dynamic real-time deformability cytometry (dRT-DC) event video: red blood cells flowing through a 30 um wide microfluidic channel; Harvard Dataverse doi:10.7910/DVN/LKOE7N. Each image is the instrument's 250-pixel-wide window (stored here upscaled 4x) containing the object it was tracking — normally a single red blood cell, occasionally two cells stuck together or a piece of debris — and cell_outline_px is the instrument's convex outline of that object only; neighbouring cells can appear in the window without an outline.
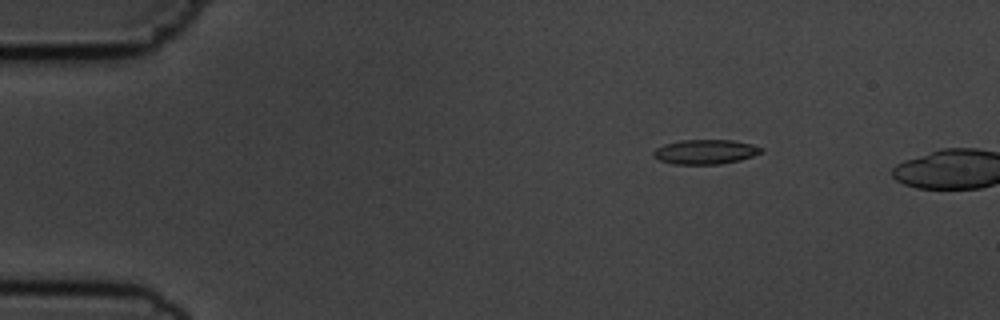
{"species": "common noctule bat (a hibernating species)", "species_latin": "Nyctalus noctula", "temperature_condition": "cold", "stored_images_in_passage": 4, "camera_frame_rate_fps": 3000, "um_per_image_px": 0.085, "animal": {"sex": "male", "body_mass_g": 19.5, "forearm_length_mm": 54.6}, "frame": {"image": 1, "passage_image": 1, "time_ms": 0.0, "image_size_px": [1000, 320], "cell_outline_px": [[764, 148], [760, 152], [752, 156], [740, 160], [720, 164], [672, 164], [660, 160], [652, 156], [652, 152], [656, 148], [664, 144], [680, 140], [732, 140], [752, 144]], "centroid_in_image_um": [59.92, 12.9], "position_along_channel_um": 25.1, "area_um2": 15.43}}